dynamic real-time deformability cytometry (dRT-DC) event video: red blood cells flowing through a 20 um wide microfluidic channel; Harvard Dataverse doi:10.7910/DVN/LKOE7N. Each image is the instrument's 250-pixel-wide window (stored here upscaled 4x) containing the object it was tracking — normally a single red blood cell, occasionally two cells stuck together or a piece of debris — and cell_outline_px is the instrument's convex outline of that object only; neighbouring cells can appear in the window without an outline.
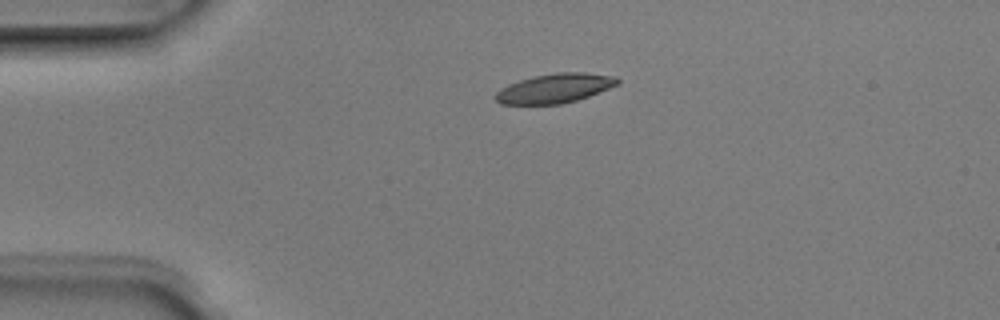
{"species": "Egyptian fruit bat (a non-hibernating species)", "species_latin": "Rousettus aegyptiacus", "temperature_condition": "room temperature", "stored_images_in_passage": 2, "camera_frame_rate_fps": 3000, "um_per_image_px": 0.085, "animal": {"sex": "male"}, "frame": {"image": 1, "passage_image": 1, "time_ms": 0.0, "image_size_px": [1000, 320], "cell_outline_px": [[620, 84], [588, 96], [576, 100], [560, 104], [500, 104], [492, 96], [500, 88], [508, 84], [520, 80], [536, 76], [556, 72], [584, 72], [616, 76], [620, 80]], "centroid_in_image_um": [47.15, 7.5], "position_along_channel_um": 37.8, "area_um2": 20.92}}